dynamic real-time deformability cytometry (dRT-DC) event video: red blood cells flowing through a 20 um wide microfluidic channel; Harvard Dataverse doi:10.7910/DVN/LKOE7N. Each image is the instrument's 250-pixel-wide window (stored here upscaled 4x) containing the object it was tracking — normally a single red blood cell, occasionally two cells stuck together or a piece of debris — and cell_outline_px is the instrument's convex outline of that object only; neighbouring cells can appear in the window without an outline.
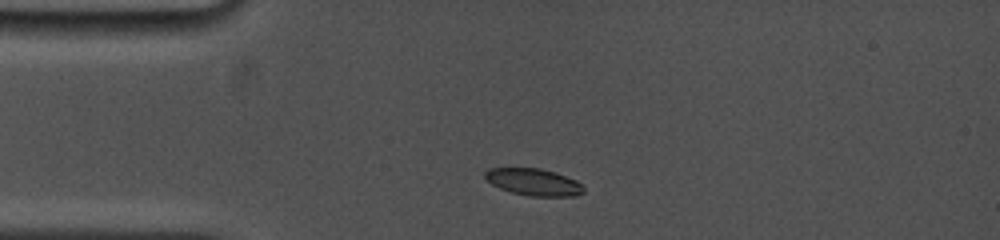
{"species": "common noctule bat (a hibernating species)", "species_latin": "Nyctalus noctula", "temperature_condition": "cold", "stored_images_in_passage": 6, "camera_frame_rate_fps": 5000, "um_per_image_px": 0.085, "animal": {"sex": "female", "body_mass_g": 19.0, "forearm_length_mm": 53.3}, "frame": {"image": 1, "passage_image": 2, "time_ms": 0.6, "image_size_px": [1000, 240], "cell_outline_px": [[584, 192], [576, 196], [528, 196], [512, 192], [500, 188], [492, 184], [484, 176], [484, 172], [488, 168], [540, 168], [556, 172], [576, 180], [584, 188]], "centroid_in_image_um": [45.37, 15.47], "position_along_channel_um": 39.6, "area_um2": 15.49}}
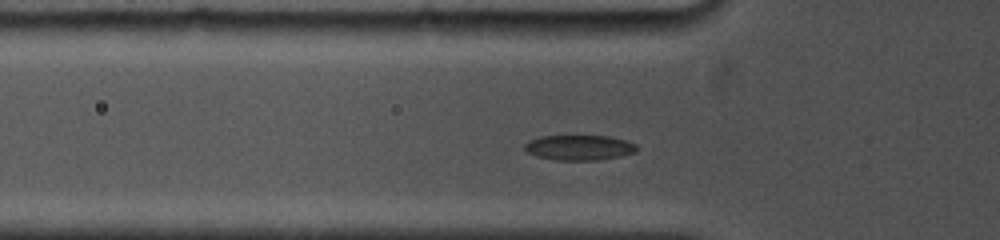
{"frame": {"image": 2, "passage_image": 5, "time_ms": 2.2, "image_size_px": [1000, 240], "cell_outline_px": [[636, 152], [620, 156], [600, 160], [552, 160], [536, 156], [528, 152], [524, 148], [524, 144], [528, 140], [540, 136], [608, 136], [624, 140], [636, 144]], "centroid_in_image_um": [49.2, 12.55], "position_along_channel_um": 76.6, "area_um2": 16.47}}